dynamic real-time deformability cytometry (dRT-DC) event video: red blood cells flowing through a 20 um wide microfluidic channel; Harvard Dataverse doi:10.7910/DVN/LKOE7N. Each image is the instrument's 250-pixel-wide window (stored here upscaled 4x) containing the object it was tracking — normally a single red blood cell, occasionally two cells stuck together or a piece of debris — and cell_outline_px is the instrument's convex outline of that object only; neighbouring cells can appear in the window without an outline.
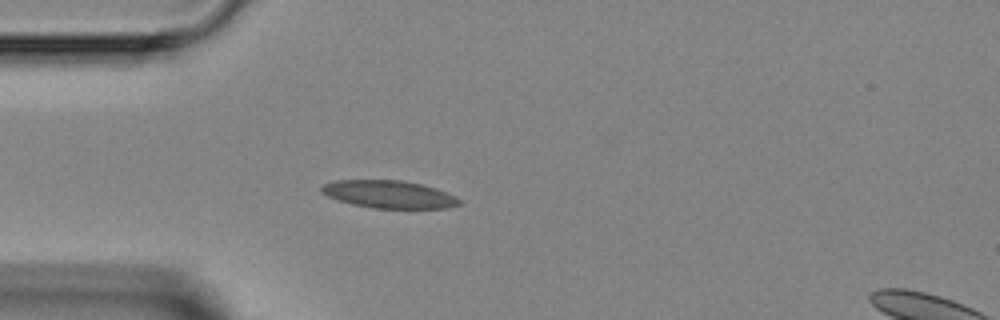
{"species": "Egyptian fruit bat (a non-hibernating species)", "species_latin": "Rousettus aegyptiacus", "temperature_condition": "room temperature", "stored_images_in_passage": 2, "camera_frame_rate_fps": 3000, "um_per_image_px": 0.085, "animal": {"sex": "female"}, "frame": {"image": 1, "passage_image": 2, "time_ms": 1.333, "image_size_px": [1000, 320], "cell_outline_px": [[460, 204], [448, 208], [372, 208], [352, 204], [328, 196], [320, 192], [320, 188], [324, 184], [336, 180], [404, 180], [436, 188], [456, 196], [460, 200]], "centroid_in_image_um": [33.07, 16.51], "position_along_channel_um": 51.9, "area_um2": 22.14}}